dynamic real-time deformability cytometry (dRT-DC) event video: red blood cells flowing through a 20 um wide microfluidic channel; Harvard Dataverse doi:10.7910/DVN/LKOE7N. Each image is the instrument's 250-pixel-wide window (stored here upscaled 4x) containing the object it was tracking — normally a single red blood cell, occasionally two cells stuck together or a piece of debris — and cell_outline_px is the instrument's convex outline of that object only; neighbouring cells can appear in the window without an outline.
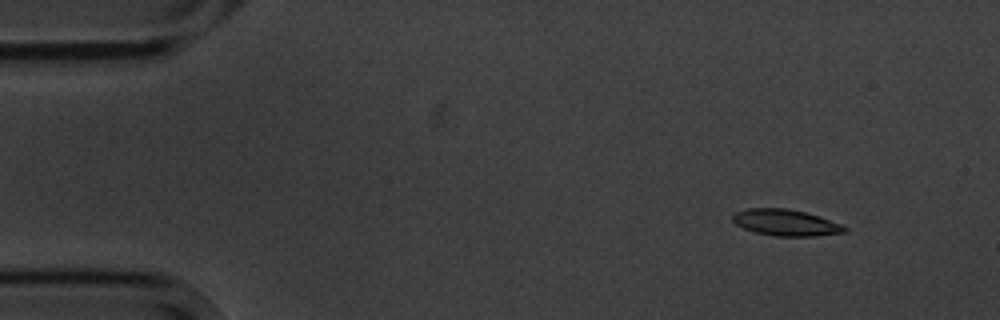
{"species": "common noctule bat (a hibernating species)", "species_latin": "Nyctalus noctula", "temperature_condition": "cold", "stored_images_in_passage": 4, "camera_frame_rate_fps": 3000, "um_per_image_px": 0.085, "animal": {"sex": "male", "body_mass_g": 20.1, "forearm_length_mm": 53.5}, "frame": {"image": 1, "passage_image": 1, "time_ms": 0.0, "image_size_px": [1000, 320], "cell_outline_px": [[848, 232], [812, 236], [776, 236], [756, 232], [744, 228], [736, 224], [732, 220], [732, 216], [736, 212], [748, 208], [788, 208], [804, 212], [840, 224], [848, 228]], "centroid_in_image_um": [66.77, 18.92], "position_along_channel_um": 18.2, "area_um2": 16.94}}
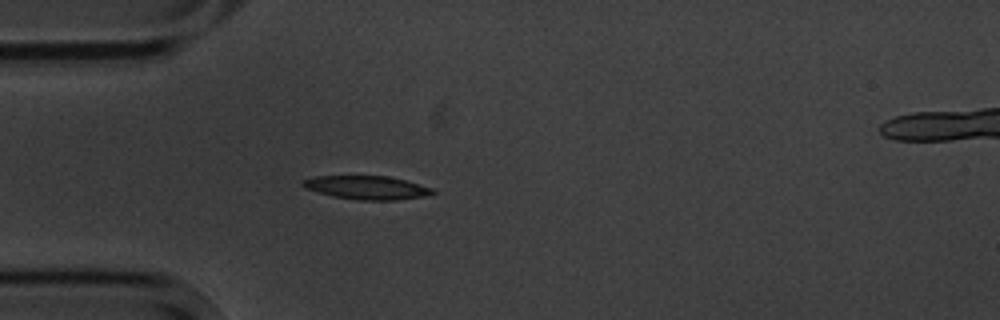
{"frame": {"image": 2, "passage_image": 3, "time_ms": 3.333, "image_size_px": [1000, 320], "cell_outline_px": [[436, 192], [424, 196], [396, 200], [360, 200], [332, 196], [304, 188], [300, 184], [300, 180], [312, 176], [388, 176], [404, 180], [432, 188]], "centroid_in_image_um": [31.1, 15.94], "position_along_channel_um": 53.9, "area_um2": 17.8}}